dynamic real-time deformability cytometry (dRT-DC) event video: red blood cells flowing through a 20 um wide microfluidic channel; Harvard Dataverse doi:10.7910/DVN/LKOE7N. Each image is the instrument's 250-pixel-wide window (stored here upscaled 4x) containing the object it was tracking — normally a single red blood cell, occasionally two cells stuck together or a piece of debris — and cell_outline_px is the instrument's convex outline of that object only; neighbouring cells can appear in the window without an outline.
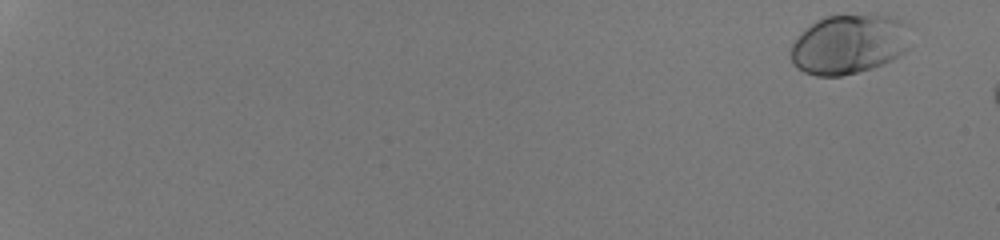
{"species": "human", "species_latin": "Homo sapiens", "temperature_condition": "room temperature", "stored_images_in_passage": 13, "camera_frame_rate_fps": 3000, "um_per_image_px": 0.085, "donor": {"sex": "male"}, "frame": {"image": 1, "passage_image": 2, "time_ms": 0.333, "image_size_px": [1000, 240], "cell_outline_px": [[912, 48], [892, 60], [884, 64], [872, 68], [840, 76], [816, 76], [804, 72], [796, 68], [792, 64], [788, 48], [816, 20], [824, 16], [896, 16], [908, 24]], "centroid_in_image_um": [72.21, 3.78], "position_along_channel_um": 12.8, "area_um2": 41.91}}